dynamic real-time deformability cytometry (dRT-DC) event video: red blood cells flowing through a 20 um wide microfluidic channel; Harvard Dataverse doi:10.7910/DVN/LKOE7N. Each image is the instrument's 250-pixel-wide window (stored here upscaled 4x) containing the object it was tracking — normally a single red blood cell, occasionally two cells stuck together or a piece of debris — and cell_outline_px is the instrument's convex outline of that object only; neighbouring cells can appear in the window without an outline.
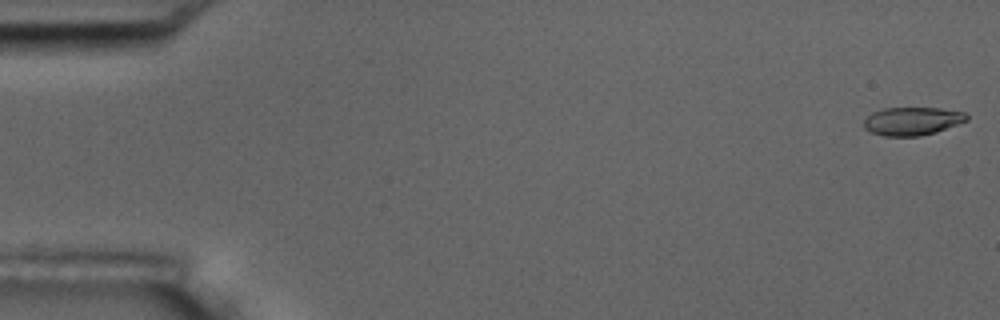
{"species": "common noctule bat (a hibernating species)", "species_latin": "Nyctalus noctula", "temperature_condition": "room temperature", "stored_images_in_passage": 16, "camera_frame_rate_fps": 3000, "um_per_image_px": 0.085, "animal": {"sex": "male", "body_mass_g": 17.5, "forearm_length_mm": 52.3}, "frame": {"image": 1, "passage_image": 1, "time_ms": 0.0, "image_size_px": [1000, 320], "cell_outline_px": [[968, 120], [936, 132], [920, 136], [884, 136], [872, 132], [864, 128], [864, 120], [872, 112], [884, 108], [940, 108], [964, 112], [968, 116]], "centroid_in_image_um": [77.54, 10.29], "position_along_channel_um": 7.5, "area_um2": 16.82}}
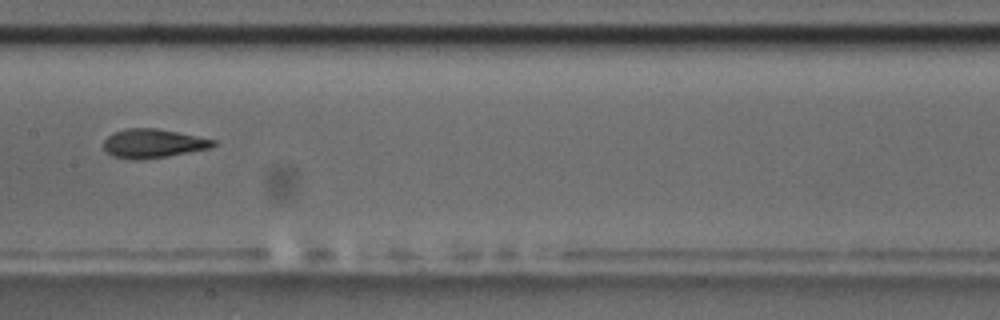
{"frame": {"image": 2, "passage_image": 9, "time_ms": 9.333, "image_size_px": [1000, 320], "cell_outline_px": [[216, 144], [212, 148], [168, 156], [140, 160], [136, 160], [112, 156], [104, 148], [104, 140], [112, 132], [124, 128], [156, 128], [216, 140]], "centroid_in_image_um": [13.0, 12.19], "position_along_channel_um": 194.4, "area_um2": 18.5}}
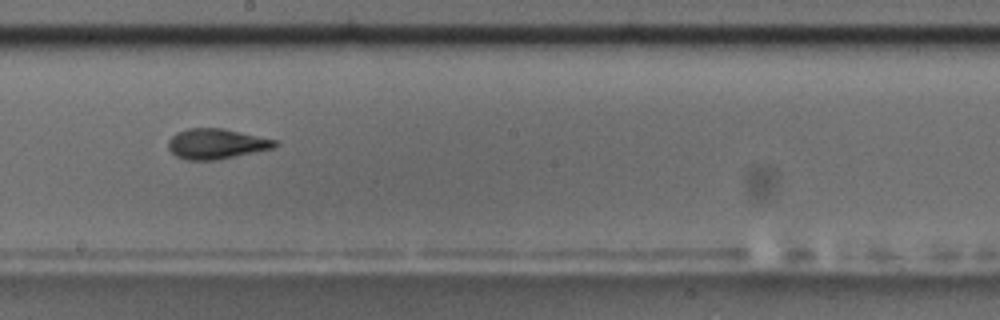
{"frame": {"image": 3, "passage_image": 10, "time_ms": 10.333, "image_size_px": [1000, 320], "cell_outline_px": [[280, 144], [272, 148], [216, 160], [184, 160], [176, 156], [168, 148], [168, 140], [176, 132], [188, 128], [220, 128], [240, 132], [276, 140]], "centroid_in_image_um": [18.34, 12.22], "position_along_channel_um": 229.9, "area_um2": 18.67}, "authors_computed_cell_mechanics": {"area_um2": 18.1203, "velocity_mm_per_s": 3.5613, "shape_relaxation_time_tau1_ms": 2.8945, "shape_relaxation_time_tau2_ms": 1.1271, "deformation_change_tau1": 0.1353, "deformation_change_tau2": 0.0722}}